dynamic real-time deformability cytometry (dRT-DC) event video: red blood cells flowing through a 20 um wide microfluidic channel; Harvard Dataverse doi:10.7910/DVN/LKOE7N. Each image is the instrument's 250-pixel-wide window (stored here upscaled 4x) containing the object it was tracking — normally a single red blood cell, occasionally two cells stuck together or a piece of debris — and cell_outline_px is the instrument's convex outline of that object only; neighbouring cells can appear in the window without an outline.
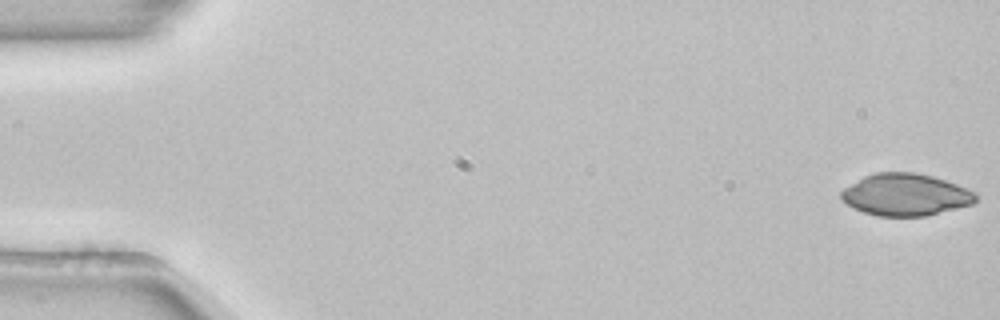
{"species": "common noctule bat (a hibernating species)", "species_latin": "Nyctalus noctula", "temperature_condition": "room temperature", "stored_images_in_passage": 16, "camera_frame_rate_fps": 3000, "um_per_image_px": 0.085, "animal": {"sex": "female", "body_mass_g": 22.7, "forearm_length_mm": 54.2}, "frame": {"image": 1, "passage_image": 1, "time_ms": 0.0, "image_size_px": [1000, 320], "cell_outline_px": [[980, 196], [972, 204], [924, 216], [876, 216], [852, 208], [840, 200], [840, 192], [844, 188], [864, 176], [876, 172], [916, 172], [932, 176], [956, 184], [976, 192]], "centroid_in_image_um": [76.95, 16.55], "position_along_channel_um": 8.1, "area_um2": 33.06}}